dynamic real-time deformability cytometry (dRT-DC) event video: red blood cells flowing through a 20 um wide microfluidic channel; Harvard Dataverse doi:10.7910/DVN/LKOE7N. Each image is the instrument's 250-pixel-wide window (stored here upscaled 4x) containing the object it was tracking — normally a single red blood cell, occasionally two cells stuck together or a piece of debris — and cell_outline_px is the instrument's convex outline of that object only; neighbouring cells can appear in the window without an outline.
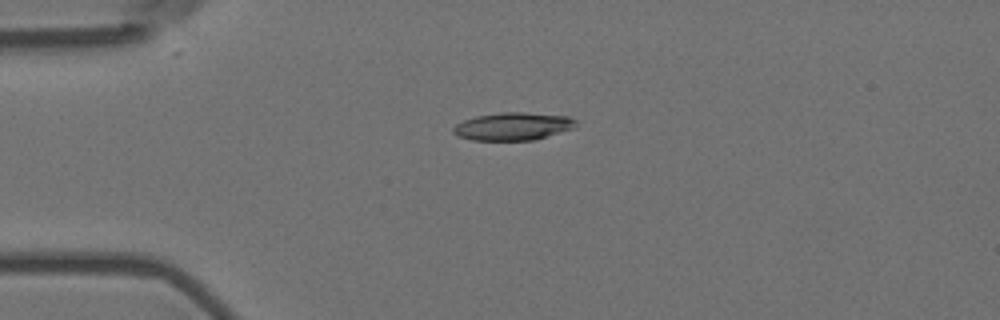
{"species": "Egyptian fruit bat (a non-hibernating species)", "species_latin": "Rousettus aegyptiacus", "temperature_condition": "room temperature", "stored_images_in_passage": 5, "camera_frame_rate_fps": 3000, "um_per_image_px": 0.085, "animal": {"sex": "female"}, "frame": {"image": 1, "passage_image": 4, "time_ms": 1.0, "image_size_px": [1000, 320], "cell_outline_px": [[576, 128], [532, 140], [472, 140], [460, 136], [452, 132], [452, 128], [456, 124], [464, 120], [476, 116], [500, 112], [524, 112], [568, 116], [576, 120]], "centroid_in_image_um": [43.62, 10.73], "position_along_channel_um": 41.4, "area_um2": 19.83}}